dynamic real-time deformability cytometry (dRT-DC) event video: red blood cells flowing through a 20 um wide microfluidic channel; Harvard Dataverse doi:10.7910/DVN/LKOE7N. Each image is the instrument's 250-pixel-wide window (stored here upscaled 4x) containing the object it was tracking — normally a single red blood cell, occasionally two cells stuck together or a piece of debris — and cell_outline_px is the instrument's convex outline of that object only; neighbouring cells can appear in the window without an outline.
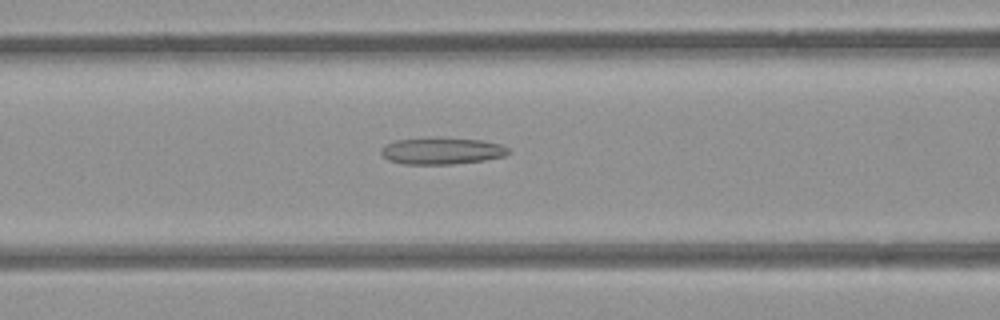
{"species": "common noctule bat (a hibernating species)", "species_latin": "Nyctalus noctula", "temperature_condition": "room temperature", "stored_images_in_passage": 41, "camera_frame_rate_fps": 3000, "um_per_image_px": 0.085, "animal": {"sex": "female", "body_mass_g": 21.9}, "frame": {"image": 1, "passage_image": 9, "time_ms": 2.667, "image_size_px": [1000, 320], "cell_outline_px": [[512, 152], [504, 156], [484, 160], [452, 164], [404, 164], [388, 160], [380, 152], [380, 148], [384, 144], [396, 140], [480, 140], [500, 144], [508, 148]], "centroid_in_image_um": [37.55, 12.87], "position_along_channel_um": 129.1, "area_um2": 19.02}}
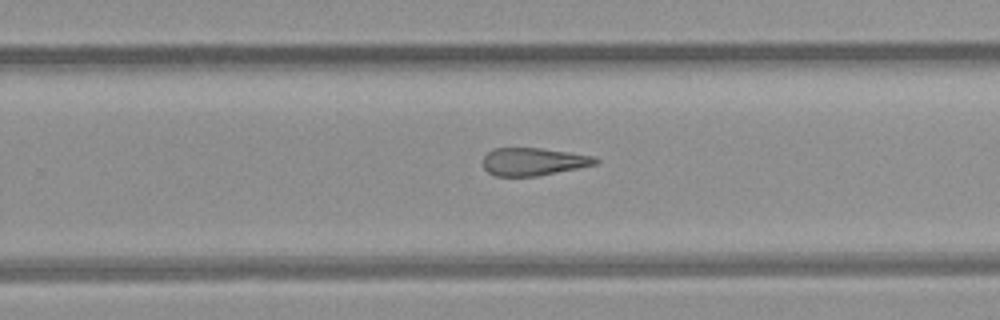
{"frame": {"image": 2, "passage_image": 21, "time_ms": 6.667, "image_size_px": [1000, 320], "cell_outline_px": [[600, 160], [596, 164], [536, 176], [496, 176], [488, 172], [484, 168], [484, 156], [492, 148], [540, 148], [596, 156]], "centroid_in_image_um": [45.33, 13.73], "position_along_channel_um": 284.5, "area_um2": 18.03}}
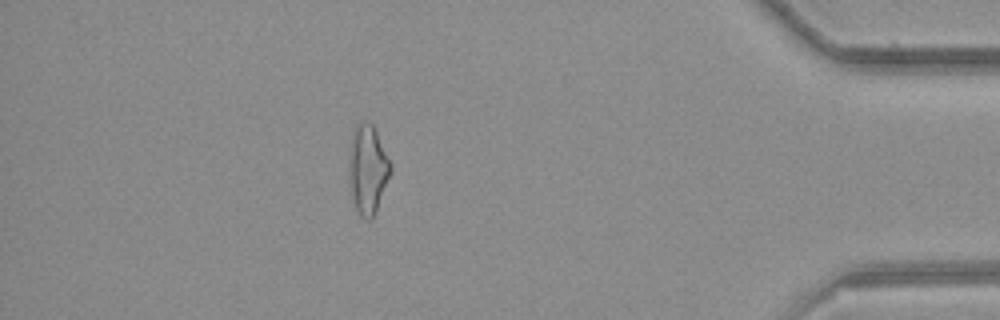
{"frame": {"image": 3, "passage_image": 34, "time_ms": 11.0, "image_size_px": [1000, 320], "cell_outline_px": [[392, 172], [376, 212], [372, 220], [364, 220], [360, 216], [356, 208], [352, 192], [348, 164], [348, 144], [352, 128], [360, 120], [368, 120], [372, 124], [392, 164]], "centroid_in_image_um": [31.25, 14.34], "position_along_channel_um": 404.0, "area_um2": 22.14}, "authors_computed_cell_mechanics": {"area_um2": 19.941, "velocity_mm_per_s": 3.8891, "shape_relaxation_time_tau1_ms": null, "shape_relaxation_time_tau2_ms": 5.8085, "deformation_change_tau1": null, "deformation_change_tau2": 0.2084}}